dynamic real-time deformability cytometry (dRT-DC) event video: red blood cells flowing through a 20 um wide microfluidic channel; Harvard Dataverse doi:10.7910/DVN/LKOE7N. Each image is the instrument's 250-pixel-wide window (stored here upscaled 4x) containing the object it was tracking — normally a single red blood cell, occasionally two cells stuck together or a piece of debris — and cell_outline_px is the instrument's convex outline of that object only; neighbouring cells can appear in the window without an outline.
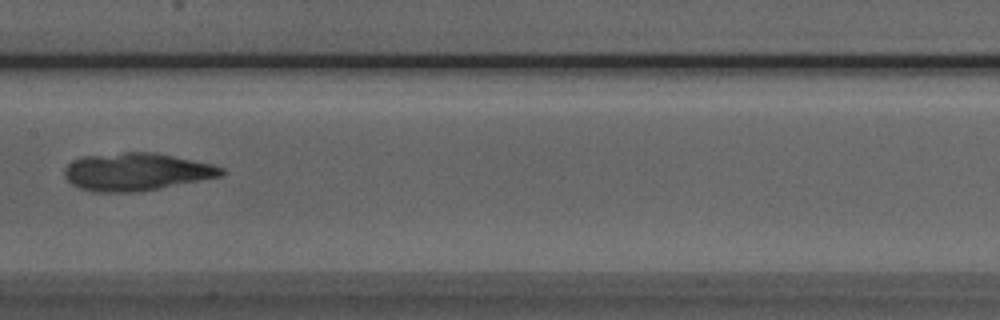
{"species": "Egyptian fruit bat (a non-hibernating species)", "species_latin": "Rousettus aegyptiacus", "temperature_condition": "room temperature", "stored_images_in_passage": 6, "camera_frame_rate_fps": 3000, "um_per_image_px": 0.085, "animal": {"sex": "male"}, "frame": {"image": 1, "passage_image": 6, "time_ms": 6.667, "image_size_px": [1000, 320], "cell_outline_px": [[228, 172], [220, 176], [160, 188], [136, 192], [96, 192], [80, 188], [72, 184], [64, 176], [64, 168], [72, 160], [80, 156], [124, 152], [156, 152], [212, 164], [224, 168]], "centroid_in_image_um": [11.57, 14.59], "position_along_channel_um": 195.8, "area_um2": 34.56}}